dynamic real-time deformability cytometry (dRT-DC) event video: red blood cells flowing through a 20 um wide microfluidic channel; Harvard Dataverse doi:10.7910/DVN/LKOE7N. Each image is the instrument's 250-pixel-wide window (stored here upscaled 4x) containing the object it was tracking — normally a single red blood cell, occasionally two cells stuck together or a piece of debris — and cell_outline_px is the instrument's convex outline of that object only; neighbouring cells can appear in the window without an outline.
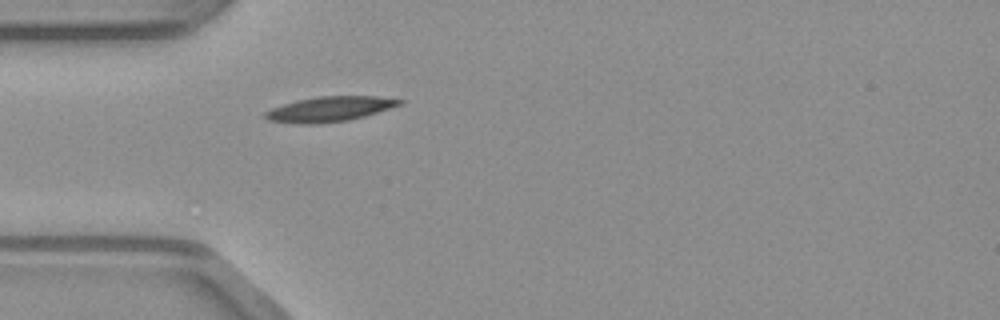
{"species": "common noctule bat (a hibernating species)", "species_latin": "Nyctalus noctula", "temperature_condition": "warm", "stored_images_in_passage": 12, "camera_frame_rate_fps": 3000, "um_per_image_px": 0.085, "animal": {"sex": "male", "body_mass_g": 23.1, "forearm_length_mm": 52.7}, "frame": {"image": 1, "passage_image": 1, "time_ms": 0.0, "image_size_px": [1000, 320], "cell_outline_px": [[404, 104], [364, 116], [348, 120], [316, 124], [296, 124], [268, 120], [264, 116], [264, 112], [272, 108], [296, 100], [316, 96], [376, 96], [404, 100]], "centroid_in_image_um": [28.02, 9.27], "position_along_channel_um": 57.0, "area_um2": 19.65}}
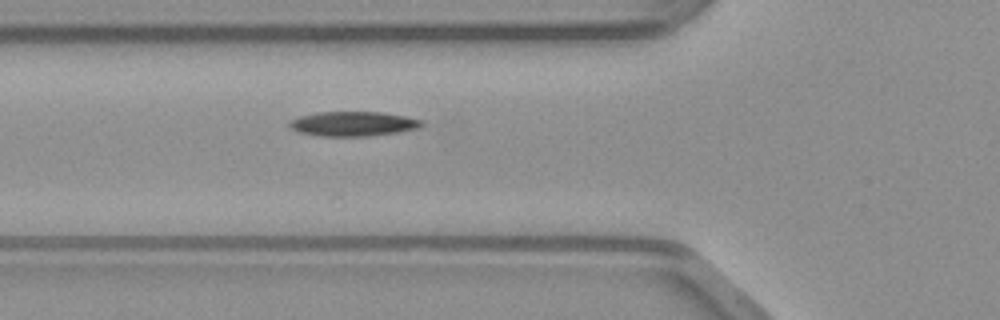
{"frame": {"image": 2, "passage_image": 4, "time_ms": 1.0, "image_size_px": [1000, 320], "cell_outline_px": [[424, 124], [420, 128], [400, 132], [368, 136], [320, 136], [300, 132], [288, 128], [288, 120], [300, 116], [316, 112], [384, 112], [424, 120]], "centroid_in_image_um": [30.02, 10.52], "position_along_channel_um": 95.8, "area_um2": 19.25}}